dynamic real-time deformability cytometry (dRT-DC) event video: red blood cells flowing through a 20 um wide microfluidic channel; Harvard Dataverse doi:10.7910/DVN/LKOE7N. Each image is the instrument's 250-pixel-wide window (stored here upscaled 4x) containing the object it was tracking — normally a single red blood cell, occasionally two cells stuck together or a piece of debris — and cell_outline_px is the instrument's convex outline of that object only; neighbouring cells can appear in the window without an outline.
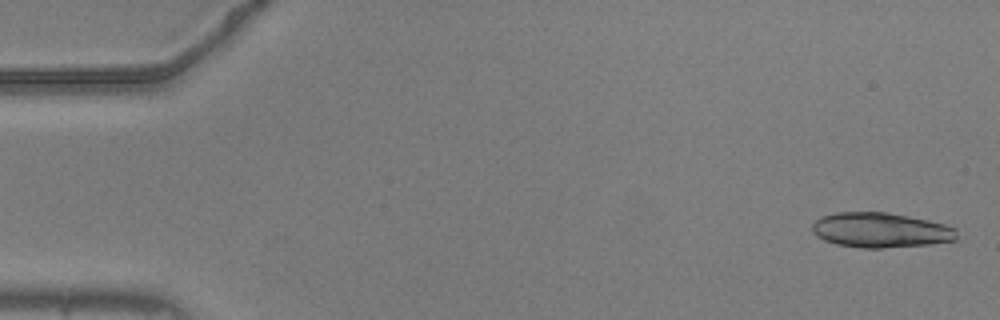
{"species": "common noctule bat (a hibernating species)", "species_latin": "Nyctalus noctula", "temperature_condition": "warm", "stored_images_in_passage": 41, "camera_frame_rate_fps": 3000, "um_per_image_px": 0.085, "animal": {"sex": "male", "body_mass_g": 20.5, "forearm_length_mm": 52.5}, "frame": {"image": 1, "passage_image": 2, "time_ms": 0.333, "image_size_px": [1000, 320], "cell_outline_px": [[956, 240], [928, 244], [880, 248], [860, 248], [836, 244], [824, 240], [816, 236], [812, 232], [812, 224], [820, 216], [836, 212], [888, 212], [928, 220], [944, 224], [956, 228]], "centroid_in_image_um": [74.81, 19.55], "position_along_channel_um": 10.2, "area_um2": 29.48}}
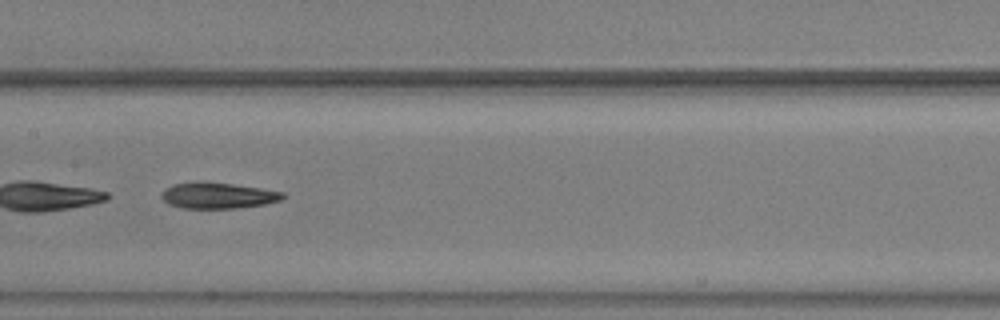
{"frame": {"image": 2, "passage_image": 28, "time_ms": 9.0, "image_size_px": [1000, 320], "cell_outline_px": [[288, 196], [280, 200], [264, 204], [236, 208], [184, 208], [168, 204], [160, 196], [160, 192], [164, 188], [172, 184], [196, 180], [204, 180], [260, 188], [284, 192]], "centroid_in_image_um": [18.47, 16.59], "position_along_channel_um": 188.9, "area_um2": 18.79}}
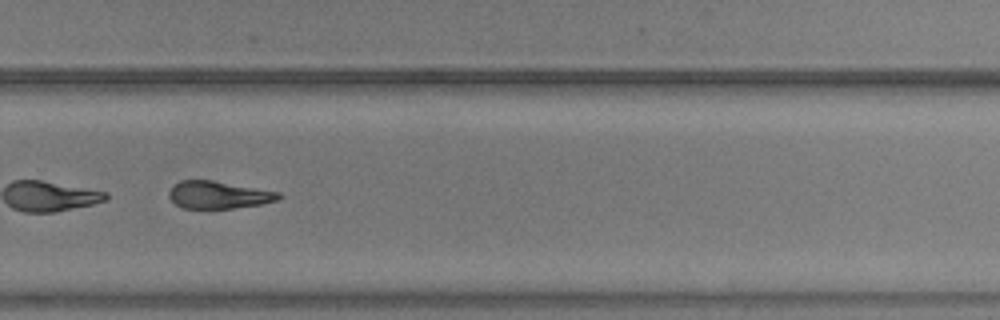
{"frame": {"image": 3, "passage_image": 38, "time_ms": 12.333, "image_size_px": [1000, 320], "cell_outline_px": [[284, 196], [276, 200], [260, 204], [232, 208], [184, 208], [176, 204], [168, 196], [168, 192], [180, 180], [212, 180], [280, 192]], "centroid_in_image_um": [18.59, 16.56], "position_along_channel_um": 311.2, "area_um2": 17.34}}